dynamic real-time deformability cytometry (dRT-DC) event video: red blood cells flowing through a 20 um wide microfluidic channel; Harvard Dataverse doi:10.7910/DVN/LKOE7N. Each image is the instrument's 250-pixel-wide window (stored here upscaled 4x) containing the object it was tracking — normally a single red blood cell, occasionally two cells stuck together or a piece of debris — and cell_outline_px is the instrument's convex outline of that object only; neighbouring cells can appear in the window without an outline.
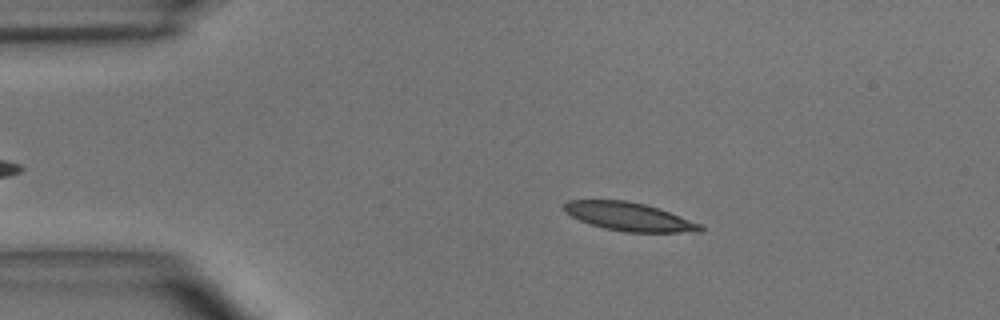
{"species": "common noctule bat (a hibernating species)", "species_latin": "Nyctalus noctula", "temperature_condition": "room temperature", "stored_images_in_passage": 50, "camera_frame_rate_fps": 3000, "um_per_image_px": 0.085, "animal": {"sex": "male", "body_mass_g": 15.6}, "frame": {"image": 1, "passage_image": 9, "time_ms": 2.667, "image_size_px": [1000, 320], "cell_outline_px": [[704, 228], [700, 232], [624, 232], [604, 228], [580, 220], [564, 212], [564, 204], [568, 200], [628, 200], [660, 208], [700, 224]], "centroid_in_image_um": [53.47, 18.41], "position_along_channel_um": 31.5, "area_um2": 22.43}}
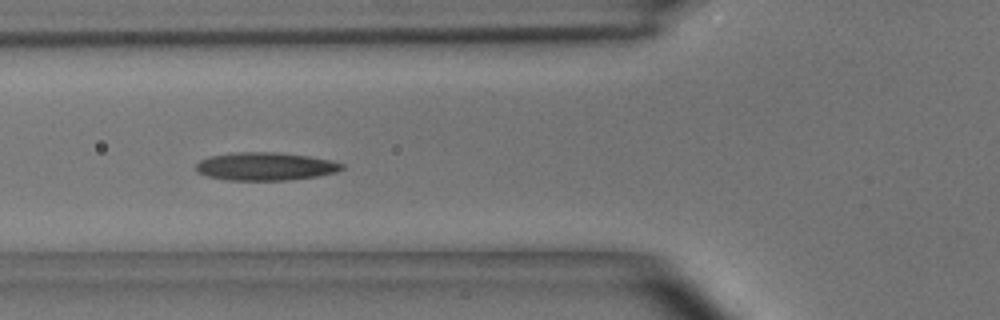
{"frame": {"image": 2, "passage_image": 18, "time_ms": 5.667, "image_size_px": [1000, 320], "cell_outline_px": [[344, 168], [336, 172], [316, 176], [284, 180], [228, 180], [208, 176], [196, 172], [196, 164], [200, 160], [208, 156], [232, 152], [276, 152], [308, 156], [332, 160], [344, 164]], "centroid_in_image_um": [22.53, 14.13], "position_along_channel_um": 103.3, "area_um2": 23.87}}
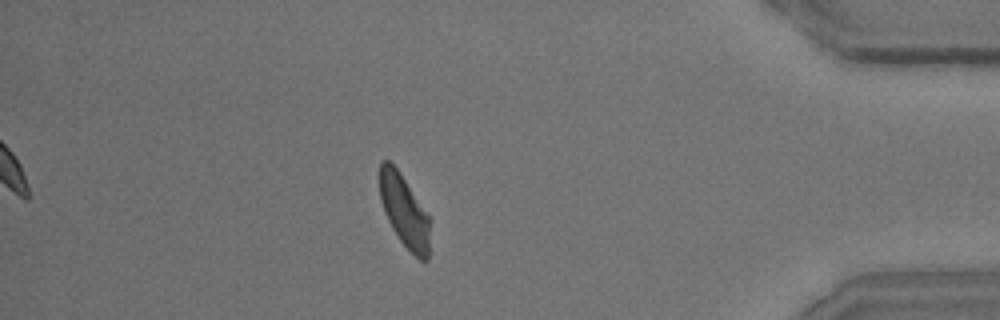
{"frame": {"image": 3, "passage_image": 44, "time_ms": 14.333, "image_size_px": [1000, 320], "cell_outline_px": [[428, 260], [420, 260], [400, 240], [392, 228], [384, 212], [380, 200], [380, 160], [388, 160], [400, 172], [428, 216]], "centroid_in_image_um": [34.32, 17.9], "position_along_channel_um": 400.9, "area_um2": 20.46}, "authors_computed_cell_mechanics": {"area_um2": 22.8888, "velocity_mm_per_s": 3.9006, "shape_relaxation_time_tau1_ms": 3.8299, "shape_relaxation_time_tau2_ms": 2.8004, "deformation_change_tau1": 0.1339, "deformation_change_tau2": 0.1133}}